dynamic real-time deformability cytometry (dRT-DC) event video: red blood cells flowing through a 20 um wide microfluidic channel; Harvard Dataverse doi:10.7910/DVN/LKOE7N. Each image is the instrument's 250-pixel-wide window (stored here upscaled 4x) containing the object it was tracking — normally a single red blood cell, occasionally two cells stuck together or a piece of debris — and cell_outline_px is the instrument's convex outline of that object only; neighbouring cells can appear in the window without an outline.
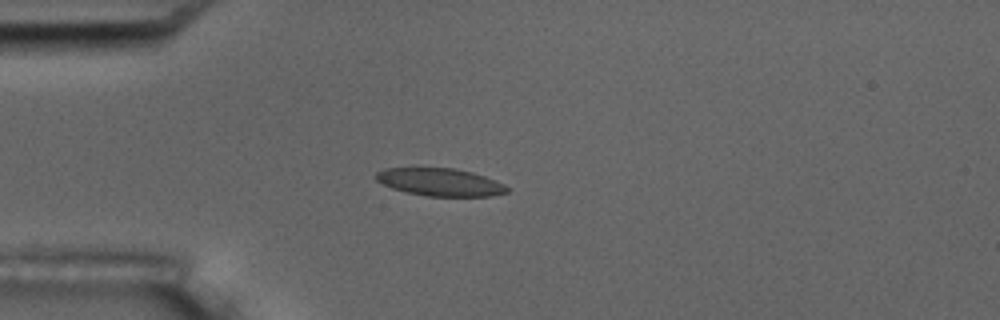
{"species": "common noctule bat (a hibernating species)", "species_latin": "Nyctalus noctula", "temperature_condition": "room temperature", "stored_images_in_passage": 4, "camera_frame_rate_fps": 3000, "um_per_image_px": 0.085, "animal": {"sex": "male", "body_mass_g": 17.5, "forearm_length_mm": 52.3}, "frame": {"image": 1, "passage_image": 4, "time_ms": 3.333, "image_size_px": [1000, 320], "cell_outline_px": [[508, 192], [492, 196], [428, 196], [404, 192], [392, 188], [376, 180], [376, 172], [384, 168], [452, 168], [472, 172], [484, 176], [504, 184], [508, 188]], "centroid_in_image_um": [37.4, 15.48], "position_along_channel_um": 47.6, "area_um2": 21.04}}